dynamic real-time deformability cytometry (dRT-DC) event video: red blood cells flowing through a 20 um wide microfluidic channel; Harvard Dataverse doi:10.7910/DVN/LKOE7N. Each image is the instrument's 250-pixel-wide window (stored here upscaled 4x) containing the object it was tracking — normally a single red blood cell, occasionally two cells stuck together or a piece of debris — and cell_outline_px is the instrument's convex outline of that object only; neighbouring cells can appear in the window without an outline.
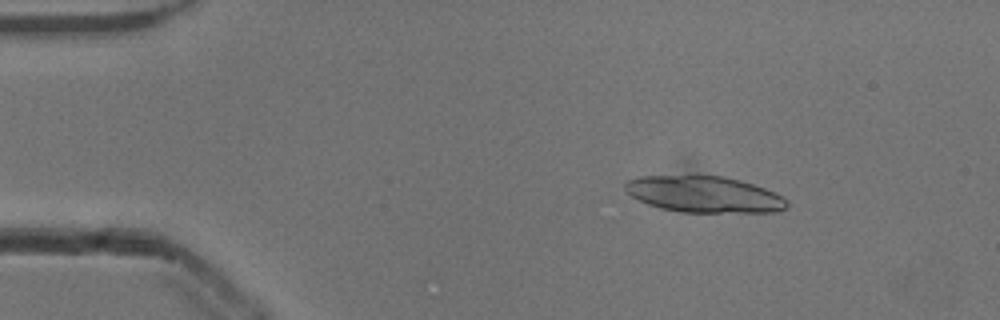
{"species": "common noctule bat (a hibernating species)", "species_latin": "Nyctalus noctula", "temperature_condition": "cold", "stored_images_in_passage": 23, "camera_frame_rate_fps": 3000, "um_per_image_px": 0.085, "animal": {"sex": "male", "body_mass_g": 13.3}, "frame": {"image": 1, "passage_image": 7, "time_ms": 2.0, "image_size_px": [1000, 320], "cell_outline_px": [[788, 208], [776, 212], [680, 212], [660, 208], [636, 200], [624, 192], [624, 184], [628, 180], [640, 176], [724, 176], [740, 180], [776, 192], [788, 200]], "centroid_in_image_um": [59.84, 16.53], "position_along_channel_um": 25.2, "area_um2": 34.51}}